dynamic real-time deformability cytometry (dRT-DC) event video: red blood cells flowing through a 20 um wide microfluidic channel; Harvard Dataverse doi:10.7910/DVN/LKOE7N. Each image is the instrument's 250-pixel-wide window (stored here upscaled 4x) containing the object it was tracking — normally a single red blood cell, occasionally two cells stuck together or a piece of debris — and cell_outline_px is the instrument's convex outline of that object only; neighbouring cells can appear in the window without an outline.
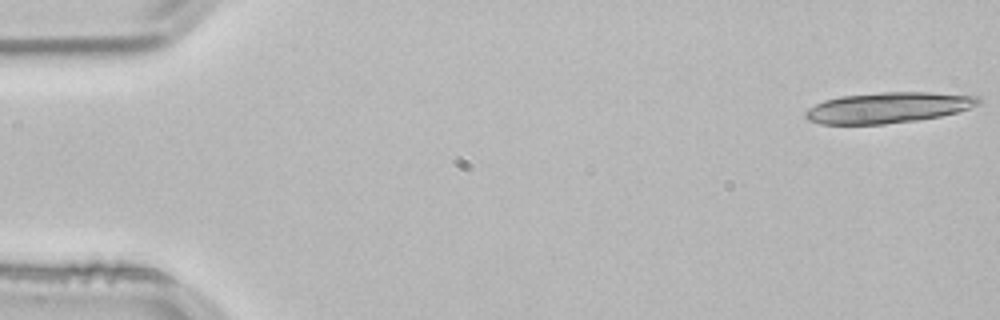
{"species": "common noctule bat (a hibernating species)", "species_latin": "Nyctalus noctula", "temperature_condition": "room temperature", "stored_images_in_passage": 19, "camera_frame_rate_fps": 3000, "um_per_image_px": 0.085, "animal": {"sex": "male", "body_mass_g": 21.5, "forearm_length_mm": 52.0}, "frame": {"image": 1, "passage_image": 1, "time_ms": 0.0, "image_size_px": [1000, 320], "cell_outline_px": [[984, 100], [980, 104], [960, 112], [940, 116], [916, 120], [884, 124], [820, 124], [808, 120], [804, 116], [804, 112], [808, 108], [824, 100], [840, 96], [880, 92], [928, 92], [980, 96]], "centroid_in_image_um": [75.52, 9.14], "position_along_channel_um": 9.5, "area_um2": 31.27}}